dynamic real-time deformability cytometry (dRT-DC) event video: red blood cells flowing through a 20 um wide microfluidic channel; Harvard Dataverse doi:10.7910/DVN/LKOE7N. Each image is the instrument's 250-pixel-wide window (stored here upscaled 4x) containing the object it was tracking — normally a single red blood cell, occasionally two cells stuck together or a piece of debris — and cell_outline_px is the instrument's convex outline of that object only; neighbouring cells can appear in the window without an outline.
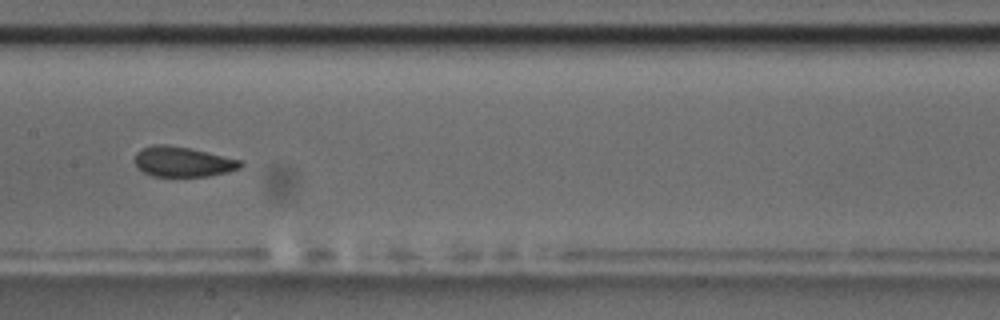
{"species": "common noctule bat (a hibernating species)", "species_latin": "Nyctalus noctula", "temperature_condition": "room temperature", "stored_images_in_passage": 9, "camera_frame_rate_fps": 3000, "um_per_image_px": 0.085, "animal": {"sex": "male", "body_mass_g": 17.5, "forearm_length_mm": 52.3}, "frame": {"image": 1, "passage_image": 7, "time_ms": 7.0, "image_size_px": [1000, 320], "cell_outline_px": [[244, 164], [240, 168], [228, 172], [208, 176], [152, 176], [136, 168], [136, 152], [140, 148], [152, 144], [168, 144], [192, 148], [240, 160]], "centroid_in_image_um": [15.52, 13.73], "position_along_channel_um": 191.9, "area_um2": 18.73}}